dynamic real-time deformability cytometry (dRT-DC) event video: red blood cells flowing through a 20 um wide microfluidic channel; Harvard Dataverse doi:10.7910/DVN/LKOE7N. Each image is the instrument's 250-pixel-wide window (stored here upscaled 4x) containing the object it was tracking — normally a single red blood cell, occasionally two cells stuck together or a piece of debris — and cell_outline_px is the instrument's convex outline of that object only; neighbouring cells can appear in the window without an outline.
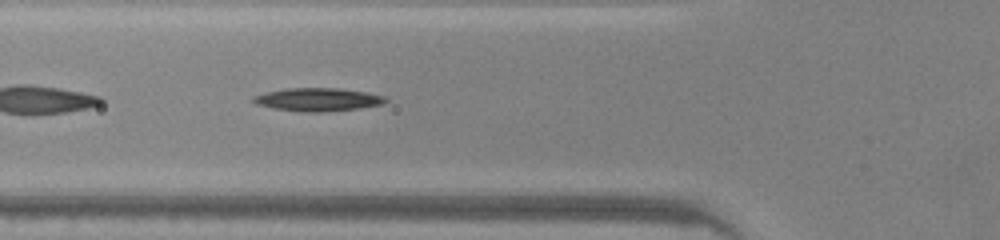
{"species": "common noctule bat (a hibernating species)", "species_latin": "Nyctalus noctula", "temperature_condition": "warm", "stored_images_in_passage": 37, "camera_frame_rate_fps": 3000, "um_per_image_px": 0.085, "animal": {"sex": "male", "body_mass_g": 20.0, "forearm_length_mm": 53.3}, "frame": {"image": 1, "passage_image": 6, "time_ms": 1.667, "image_size_px": [1000, 240], "cell_outline_px": [[388, 100], [384, 104], [360, 108], [320, 112], [308, 112], [272, 108], [256, 104], [248, 100], [252, 96], [268, 92], [288, 88], [340, 88], [368, 92], [384, 96]], "centroid_in_image_um": [27.01, 8.46], "position_along_channel_um": 98.8, "area_um2": 17.92}}
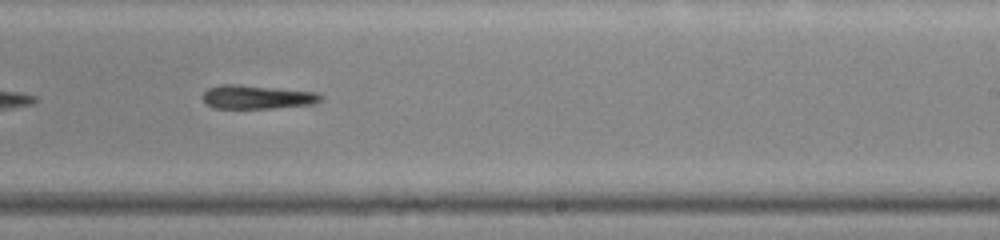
{"frame": {"image": 2, "passage_image": 18, "time_ms": 5.667, "image_size_px": [1000, 240], "cell_outline_px": [[324, 100], [316, 104], [272, 108], [212, 108], [204, 100], [204, 92], [208, 88], [220, 84], [240, 84], [316, 92], [324, 96]], "centroid_in_image_um": [21.91, 8.24], "position_along_channel_um": 267.1, "area_um2": 16.47}}
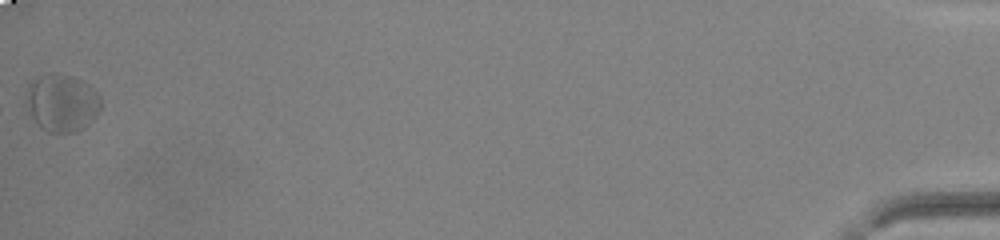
{"frame": {"image": 3, "passage_image": 37, "time_ms": 12.0, "image_size_px": [1000, 240], "cell_outline_px": [[100, 108], [96, 116], [88, 124], [72, 132], [48, 132], [32, 116], [24, 100], [28, 84], [40, 76], [52, 72], [72, 76], [88, 84], [100, 96]], "centroid_in_image_um": [5.25, 8.71], "position_along_channel_um": 430.0, "area_um2": 24.68}}